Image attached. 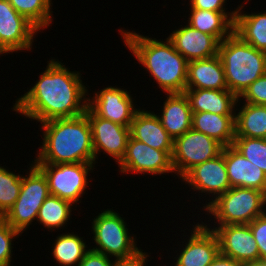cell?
I'll return each mask as SVG.
<instances>
[{
	"instance_id": "1",
	"label": "cell",
	"mask_w": 266,
	"mask_h": 266,
	"mask_svg": "<svg viewBox=\"0 0 266 266\" xmlns=\"http://www.w3.org/2000/svg\"><path fill=\"white\" fill-rule=\"evenodd\" d=\"M36 83L15 100L12 111L36 123L73 118L87 110L88 88L79 71H70L58 59H50Z\"/></svg>"
},
{
	"instance_id": "2",
	"label": "cell",
	"mask_w": 266,
	"mask_h": 266,
	"mask_svg": "<svg viewBox=\"0 0 266 266\" xmlns=\"http://www.w3.org/2000/svg\"><path fill=\"white\" fill-rule=\"evenodd\" d=\"M133 31L121 28L119 33L135 60L148 71L162 92L184 93L188 61L175 50L168 38L157 40Z\"/></svg>"
},
{
	"instance_id": "3",
	"label": "cell",
	"mask_w": 266,
	"mask_h": 266,
	"mask_svg": "<svg viewBox=\"0 0 266 266\" xmlns=\"http://www.w3.org/2000/svg\"><path fill=\"white\" fill-rule=\"evenodd\" d=\"M43 139L33 163H95L87 115L56 118L40 124ZM39 151V152H38Z\"/></svg>"
},
{
	"instance_id": "4",
	"label": "cell",
	"mask_w": 266,
	"mask_h": 266,
	"mask_svg": "<svg viewBox=\"0 0 266 266\" xmlns=\"http://www.w3.org/2000/svg\"><path fill=\"white\" fill-rule=\"evenodd\" d=\"M227 88L239 97L256 79L266 74V53L244 42L234 32L219 44Z\"/></svg>"
},
{
	"instance_id": "5",
	"label": "cell",
	"mask_w": 266,
	"mask_h": 266,
	"mask_svg": "<svg viewBox=\"0 0 266 266\" xmlns=\"http://www.w3.org/2000/svg\"><path fill=\"white\" fill-rule=\"evenodd\" d=\"M214 216V225L249 224L266 212V193L252 188L231 187L205 210ZM216 221V222H215Z\"/></svg>"
},
{
	"instance_id": "6",
	"label": "cell",
	"mask_w": 266,
	"mask_h": 266,
	"mask_svg": "<svg viewBox=\"0 0 266 266\" xmlns=\"http://www.w3.org/2000/svg\"><path fill=\"white\" fill-rule=\"evenodd\" d=\"M91 223L94 241L92 243L96 245L90 246L91 250L114 257L116 260L133 258L142 251L137 247L134 234H130L125 217H121L118 211L104 209Z\"/></svg>"
},
{
	"instance_id": "7",
	"label": "cell",
	"mask_w": 266,
	"mask_h": 266,
	"mask_svg": "<svg viewBox=\"0 0 266 266\" xmlns=\"http://www.w3.org/2000/svg\"><path fill=\"white\" fill-rule=\"evenodd\" d=\"M29 171L22 175L20 194L14 205L3 218L21 234L37 220L38 212L50 195L48 181L44 173L32 162Z\"/></svg>"
},
{
	"instance_id": "8",
	"label": "cell",
	"mask_w": 266,
	"mask_h": 266,
	"mask_svg": "<svg viewBox=\"0 0 266 266\" xmlns=\"http://www.w3.org/2000/svg\"><path fill=\"white\" fill-rule=\"evenodd\" d=\"M34 164L46 176L49 193L76 206L81 203V197L89 187L88 180L92 178H88V175L93 172L96 165L95 163Z\"/></svg>"
},
{
	"instance_id": "9",
	"label": "cell",
	"mask_w": 266,
	"mask_h": 266,
	"mask_svg": "<svg viewBox=\"0 0 266 266\" xmlns=\"http://www.w3.org/2000/svg\"><path fill=\"white\" fill-rule=\"evenodd\" d=\"M223 147L214 138L191 128L174 139L172 165L175 175L181 179L195 165L218 156Z\"/></svg>"
},
{
	"instance_id": "10",
	"label": "cell",
	"mask_w": 266,
	"mask_h": 266,
	"mask_svg": "<svg viewBox=\"0 0 266 266\" xmlns=\"http://www.w3.org/2000/svg\"><path fill=\"white\" fill-rule=\"evenodd\" d=\"M180 180L185 182L186 185L188 184L189 187L191 186L194 192H199V199L203 195L207 197L208 194L209 199L207 200L209 202L205 201L206 203L202 204L204 206L200 207L204 212L212 202L231 188L225 165V147H223L222 152L218 156L195 165ZM200 193L204 194L199 196Z\"/></svg>"
},
{
	"instance_id": "11",
	"label": "cell",
	"mask_w": 266,
	"mask_h": 266,
	"mask_svg": "<svg viewBox=\"0 0 266 266\" xmlns=\"http://www.w3.org/2000/svg\"><path fill=\"white\" fill-rule=\"evenodd\" d=\"M173 151H162L134 139L131 135L128 139L124 157L118 163L119 173L128 175L136 173L143 175H161L174 173L172 165Z\"/></svg>"
},
{
	"instance_id": "12",
	"label": "cell",
	"mask_w": 266,
	"mask_h": 266,
	"mask_svg": "<svg viewBox=\"0 0 266 266\" xmlns=\"http://www.w3.org/2000/svg\"><path fill=\"white\" fill-rule=\"evenodd\" d=\"M127 89L107 86L88 96L87 108L96 116L130 127L136 108L134 98ZM135 104V106H134Z\"/></svg>"
},
{
	"instance_id": "13",
	"label": "cell",
	"mask_w": 266,
	"mask_h": 266,
	"mask_svg": "<svg viewBox=\"0 0 266 266\" xmlns=\"http://www.w3.org/2000/svg\"><path fill=\"white\" fill-rule=\"evenodd\" d=\"M188 230L191 233L179 246L174 264L172 266H209L220 253L219 240L216 233L209 229L203 221L197 222ZM188 238V239H187ZM185 246V247H184Z\"/></svg>"
},
{
	"instance_id": "14",
	"label": "cell",
	"mask_w": 266,
	"mask_h": 266,
	"mask_svg": "<svg viewBox=\"0 0 266 266\" xmlns=\"http://www.w3.org/2000/svg\"><path fill=\"white\" fill-rule=\"evenodd\" d=\"M38 32L7 0H0V46L7 53L31 51Z\"/></svg>"
},
{
	"instance_id": "15",
	"label": "cell",
	"mask_w": 266,
	"mask_h": 266,
	"mask_svg": "<svg viewBox=\"0 0 266 266\" xmlns=\"http://www.w3.org/2000/svg\"><path fill=\"white\" fill-rule=\"evenodd\" d=\"M85 114L91 125L95 164L98 163L97 159L102 152L118 164L126 152L130 127L98 117L88 108Z\"/></svg>"
},
{
	"instance_id": "16",
	"label": "cell",
	"mask_w": 266,
	"mask_h": 266,
	"mask_svg": "<svg viewBox=\"0 0 266 266\" xmlns=\"http://www.w3.org/2000/svg\"><path fill=\"white\" fill-rule=\"evenodd\" d=\"M219 240L220 253L242 263L260 259L256 240L248 224H230L208 227Z\"/></svg>"
},
{
	"instance_id": "17",
	"label": "cell",
	"mask_w": 266,
	"mask_h": 266,
	"mask_svg": "<svg viewBox=\"0 0 266 266\" xmlns=\"http://www.w3.org/2000/svg\"><path fill=\"white\" fill-rule=\"evenodd\" d=\"M181 26L173 30L167 38L188 62L218 55L220 42L214 36L200 32L190 25Z\"/></svg>"
},
{
	"instance_id": "18",
	"label": "cell",
	"mask_w": 266,
	"mask_h": 266,
	"mask_svg": "<svg viewBox=\"0 0 266 266\" xmlns=\"http://www.w3.org/2000/svg\"><path fill=\"white\" fill-rule=\"evenodd\" d=\"M225 165L231 187L252 188L266 193V173L232 145L225 146Z\"/></svg>"
},
{
	"instance_id": "19",
	"label": "cell",
	"mask_w": 266,
	"mask_h": 266,
	"mask_svg": "<svg viewBox=\"0 0 266 266\" xmlns=\"http://www.w3.org/2000/svg\"><path fill=\"white\" fill-rule=\"evenodd\" d=\"M130 135L152 148L173 151L174 139L164 129L154 111L139 109L133 117Z\"/></svg>"
},
{
	"instance_id": "20",
	"label": "cell",
	"mask_w": 266,
	"mask_h": 266,
	"mask_svg": "<svg viewBox=\"0 0 266 266\" xmlns=\"http://www.w3.org/2000/svg\"><path fill=\"white\" fill-rule=\"evenodd\" d=\"M192 113L211 112L219 115H235V108L240 107L238 97L229 90L185 89ZM236 106V107H235Z\"/></svg>"
},
{
	"instance_id": "21",
	"label": "cell",
	"mask_w": 266,
	"mask_h": 266,
	"mask_svg": "<svg viewBox=\"0 0 266 266\" xmlns=\"http://www.w3.org/2000/svg\"><path fill=\"white\" fill-rule=\"evenodd\" d=\"M186 89L228 90L224 66L218 55L188 62Z\"/></svg>"
},
{
	"instance_id": "22",
	"label": "cell",
	"mask_w": 266,
	"mask_h": 266,
	"mask_svg": "<svg viewBox=\"0 0 266 266\" xmlns=\"http://www.w3.org/2000/svg\"><path fill=\"white\" fill-rule=\"evenodd\" d=\"M165 95L166 100L160 110L162 113L157 116L164 129L175 139L192 128V110L185 93Z\"/></svg>"
},
{
	"instance_id": "23",
	"label": "cell",
	"mask_w": 266,
	"mask_h": 266,
	"mask_svg": "<svg viewBox=\"0 0 266 266\" xmlns=\"http://www.w3.org/2000/svg\"><path fill=\"white\" fill-rule=\"evenodd\" d=\"M230 12H216L202 9H189L187 18L192 28L214 36L219 42L229 37L234 32L236 10Z\"/></svg>"
},
{
	"instance_id": "24",
	"label": "cell",
	"mask_w": 266,
	"mask_h": 266,
	"mask_svg": "<svg viewBox=\"0 0 266 266\" xmlns=\"http://www.w3.org/2000/svg\"><path fill=\"white\" fill-rule=\"evenodd\" d=\"M192 128L214 138L224 147L231 146L235 139V115L192 113Z\"/></svg>"
},
{
	"instance_id": "25",
	"label": "cell",
	"mask_w": 266,
	"mask_h": 266,
	"mask_svg": "<svg viewBox=\"0 0 266 266\" xmlns=\"http://www.w3.org/2000/svg\"><path fill=\"white\" fill-rule=\"evenodd\" d=\"M244 4L237 7L234 33L244 42L266 53V10L261 12H243Z\"/></svg>"
},
{
	"instance_id": "26",
	"label": "cell",
	"mask_w": 266,
	"mask_h": 266,
	"mask_svg": "<svg viewBox=\"0 0 266 266\" xmlns=\"http://www.w3.org/2000/svg\"><path fill=\"white\" fill-rule=\"evenodd\" d=\"M235 137L266 139V106L243 102L235 108Z\"/></svg>"
},
{
	"instance_id": "27",
	"label": "cell",
	"mask_w": 266,
	"mask_h": 266,
	"mask_svg": "<svg viewBox=\"0 0 266 266\" xmlns=\"http://www.w3.org/2000/svg\"><path fill=\"white\" fill-rule=\"evenodd\" d=\"M84 237L74 231L59 234L53 242L51 256L59 266H78L85 254L90 250Z\"/></svg>"
},
{
	"instance_id": "28",
	"label": "cell",
	"mask_w": 266,
	"mask_h": 266,
	"mask_svg": "<svg viewBox=\"0 0 266 266\" xmlns=\"http://www.w3.org/2000/svg\"><path fill=\"white\" fill-rule=\"evenodd\" d=\"M72 207L74 205L71 202L50 194L41 205L36 222L47 228L46 231L63 230L72 218Z\"/></svg>"
},
{
	"instance_id": "29",
	"label": "cell",
	"mask_w": 266,
	"mask_h": 266,
	"mask_svg": "<svg viewBox=\"0 0 266 266\" xmlns=\"http://www.w3.org/2000/svg\"><path fill=\"white\" fill-rule=\"evenodd\" d=\"M13 8L39 31L52 25V0H7ZM52 4V5H51ZM51 24V25H50Z\"/></svg>"
},
{
	"instance_id": "30",
	"label": "cell",
	"mask_w": 266,
	"mask_h": 266,
	"mask_svg": "<svg viewBox=\"0 0 266 266\" xmlns=\"http://www.w3.org/2000/svg\"><path fill=\"white\" fill-rule=\"evenodd\" d=\"M22 175L0 165V217L14 205L20 194Z\"/></svg>"
},
{
	"instance_id": "31",
	"label": "cell",
	"mask_w": 266,
	"mask_h": 266,
	"mask_svg": "<svg viewBox=\"0 0 266 266\" xmlns=\"http://www.w3.org/2000/svg\"><path fill=\"white\" fill-rule=\"evenodd\" d=\"M232 146L266 173V139L235 137Z\"/></svg>"
},
{
	"instance_id": "32",
	"label": "cell",
	"mask_w": 266,
	"mask_h": 266,
	"mask_svg": "<svg viewBox=\"0 0 266 266\" xmlns=\"http://www.w3.org/2000/svg\"><path fill=\"white\" fill-rule=\"evenodd\" d=\"M20 235L18 230L13 229L3 217H0V266H12V242Z\"/></svg>"
},
{
	"instance_id": "33",
	"label": "cell",
	"mask_w": 266,
	"mask_h": 266,
	"mask_svg": "<svg viewBox=\"0 0 266 266\" xmlns=\"http://www.w3.org/2000/svg\"><path fill=\"white\" fill-rule=\"evenodd\" d=\"M241 98L246 103L266 106V74L251 83L238 97Z\"/></svg>"
},
{
	"instance_id": "34",
	"label": "cell",
	"mask_w": 266,
	"mask_h": 266,
	"mask_svg": "<svg viewBox=\"0 0 266 266\" xmlns=\"http://www.w3.org/2000/svg\"><path fill=\"white\" fill-rule=\"evenodd\" d=\"M259 248L260 259H266V212L248 224Z\"/></svg>"
},
{
	"instance_id": "35",
	"label": "cell",
	"mask_w": 266,
	"mask_h": 266,
	"mask_svg": "<svg viewBox=\"0 0 266 266\" xmlns=\"http://www.w3.org/2000/svg\"><path fill=\"white\" fill-rule=\"evenodd\" d=\"M112 259V260H111ZM108 257L102 253L89 250L78 266H113L116 259Z\"/></svg>"
},
{
	"instance_id": "36",
	"label": "cell",
	"mask_w": 266,
	"mask_h": 266,
	"mask_svg": "<svg viewBox=\"0 0 266 266\" xmlns=\"http://www.w3.org/2000/svg\"><path fill=\"white\" fill-rule=\"evenodd\" d=\"M227 0H190L189 9H202L216 12H228L226 11Z\"/></svg>"
},
{
	"instance_id": "37",
	"label": "cell",
	"mask_w": 266,
	"mask_h": 266,
	"mask_svg": "<svg viewBox=\"0 0 266 266\" xmlns=\"http://www.w3.org/2000/svg\"><path fill=\"white\" fill-rule=\"evenodd\" d=\"M143 251L130 259L115 260L113 266H147L146 263L149 261L148 257H150V254Z\"/></svg>"
},
{
	"instance_id": "38",
	"label": "cell",
	"mask_w": 266,
	"mask_h": 266,
	"mask_svg": "<svg viewBox=\"0 0 266 266\" xmlns=\"http://www.w3.org/2000/svg\"><path fill=\"white\" fill-rule=\"evenodd\" d=\"M209 266H244V263L219 253Z\"/></svg>"
},
{
	"instance_id": "39",
	"label": "cell",
	"mask_w": 266,
	"mask_h": 266,
	"mask_svg": "<svg viewBox=\"0 0 266 266\" xmlns=\"http://www.w3.org/2000/svg\"><path fill=\"white\" fill-rule=\"evenodd\" d=\"M244 266H266V259H257L252 262L244 263Z\"/></svg>"
},
{
	"instance_id": "40",
	"label": "cell",
	"mask_w": 266,
	"mask_h": 266,
	"mask_svg": "<svg viewBox=\"0 0 266 266\" xmlns=\"http://www.w3.org/2000/svg\"><path fill=\"white\" fill-rule=\"evenodd\" d=\"M8 55V53L0 46V56Z\"/></svg>"
}]
</instances>
